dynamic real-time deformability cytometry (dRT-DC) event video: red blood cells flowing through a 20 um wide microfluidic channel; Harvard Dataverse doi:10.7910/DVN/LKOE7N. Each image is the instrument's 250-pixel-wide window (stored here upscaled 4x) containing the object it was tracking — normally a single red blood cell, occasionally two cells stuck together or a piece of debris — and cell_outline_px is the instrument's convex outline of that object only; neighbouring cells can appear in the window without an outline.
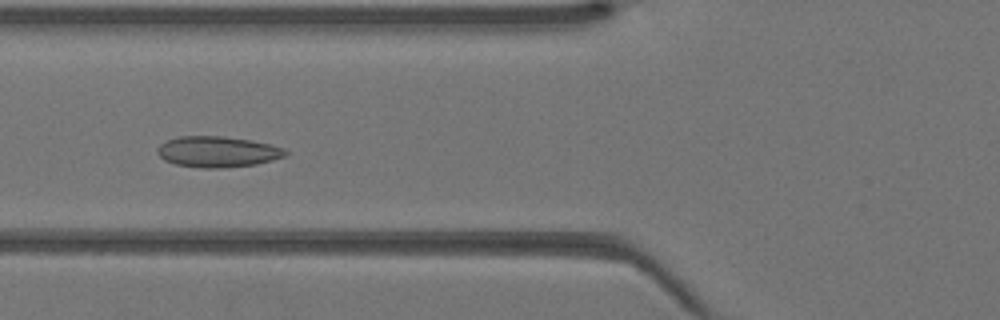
{"species": "Egyptian fruit bat (a non-hibernating species)", "species_latin": "Rousettus aegyptiacus", "temperature_condition": "warm", "stored_images_in_passage": 42, "camera_frame_rate_fps": 3000, "um_per_image_px": 0.085, "animal": {"sex": "female"}, "frame": {"image": 1, "passage_image": 16, "time_ms": 5.0, "image_size_px": [1000, 320], "cell_outline_px": [[288, 156], [256, 164], [220, 168], [200, 168], [176, 164], [164, 160], [156, 152], [156, 148], [160, 144], [168, 140], [180, 136], [224, 136], [252, 140], [272, 144], [284, 148], [288, 152]], "centroid_in_image_um": [18.52, 12.89], "position_along_channel_um": 107.3, "area_um2": 23.24}}
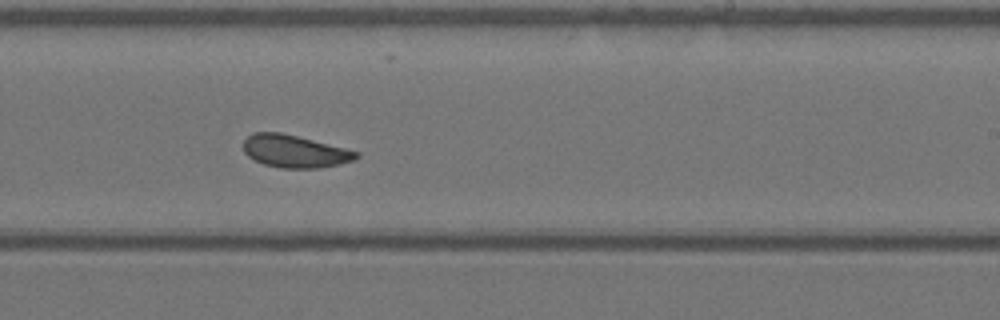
{"frame": {"image": 2, "passage_image": 26, "time_ms": 8.333, "image_size_px": [1000, 320], "cell_outline_px": [[360, 156], [352, 160], [340, 164], [320, 168], [280, 168], [264, 164], [248, 156], [244, 152], [244, 140], [252, 132], [280, 132], [360, 152]], "centroid_in_image_um": [25.04, 12.86], "position_along_channel_um": 264.0, "area_um2": 21.21}}
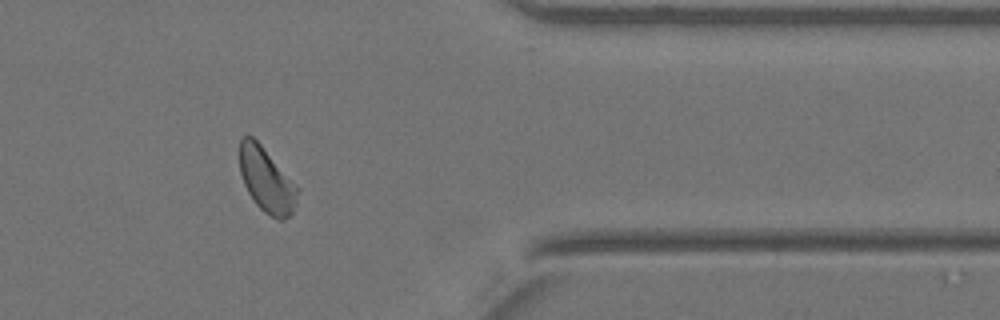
{"frame": {"image": 3, "passage_image": 35, "time_ms": 11.333, "image_size_px": [1000, 320], "cell_outline_px": [[300, 188], [296, 204], [292, 212], [284, 220], [276, 220], [264, 212], [256, 204], [248, 192], [244, 184], [240, 172], [240, 140], [244, 136], [252, 136], [260, 144]], "centroid_in_image_um": [22.68, 15.34], "position_along_channel_um": 388.7, "area_um2": 21.73}}